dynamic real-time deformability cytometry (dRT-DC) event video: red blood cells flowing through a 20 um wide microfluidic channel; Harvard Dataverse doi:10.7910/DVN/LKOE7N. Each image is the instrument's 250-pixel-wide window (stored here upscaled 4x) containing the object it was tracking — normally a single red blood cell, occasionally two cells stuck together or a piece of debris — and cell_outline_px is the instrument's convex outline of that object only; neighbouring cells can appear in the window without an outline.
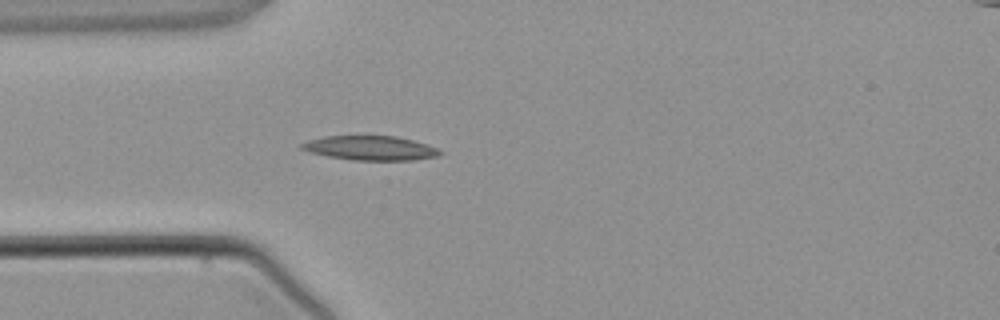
{"species": "common noctule bat (a hibernating species)", "species_latin": "Nyctalus noctula", "temperature_condition": "warm", "stored_images_in_passage": 4, "camera_frame_rate_fps": 3000, "um_per_image_px": 0.085, "animal": {"sex": "male", "body_mass_g": 21.5, "forearm_length_mm": 52.0}, "frame": {"image": 1, "passage_image": 4, "time_ms": 3.667, "image_size_px": [1000, 320], "cell_outline_px": [[444, 152], [440, 156], [412, 160], [352, 160], [328, 156], [308, 152], [300, 148], [300, 144], [308, 140], [324, 136], [396, 136], [428, 144]], "centroid_in_image_um": [31.49, 12.58], "position_along_channel_um": 53.5, "area_um2": 19.71}}